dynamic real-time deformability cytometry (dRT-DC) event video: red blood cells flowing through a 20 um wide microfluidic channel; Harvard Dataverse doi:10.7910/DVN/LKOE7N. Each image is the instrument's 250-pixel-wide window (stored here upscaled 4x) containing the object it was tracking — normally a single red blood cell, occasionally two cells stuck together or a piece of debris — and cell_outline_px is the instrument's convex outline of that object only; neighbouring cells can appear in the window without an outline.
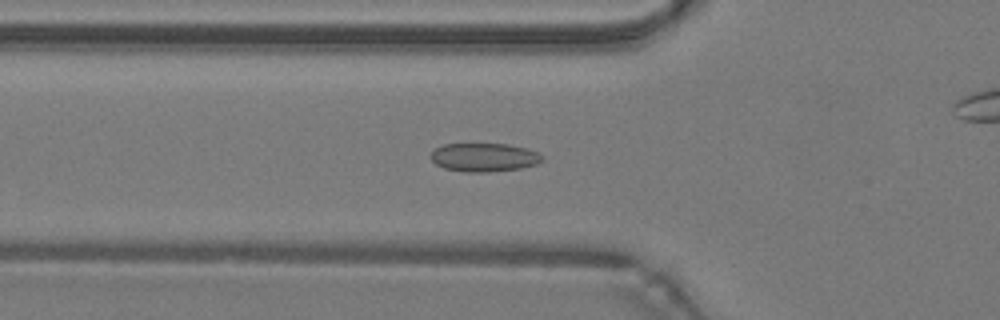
{"species": "common noctule bat (a hibernating species)", "species_latin": "Nyctalus noctula", "temperature_condition": "warm", "stored_images_in_passage": 49, "camera_frame_rate_fps": 3000, "um_per_image_px": 0.085, "animal": {"sex": "male", "body_mass_g": 19.2, "forearm_length_mm": 51.8}, "frame": {"image": 1, "passage_image": 17, "time_ms": 5.333, "image_size_px": [1000, 320], "cell_outline_px": [[544, 160], [536, 164], [520, 168], [488, 172], [464, 172], [444, 168], [436, 164], [432, 160], [432, 152], [436, 148], [444, 144], [508, 144], [528, 148], [544, 156]], "centroid_in_image_um": [41.18, 13.37], "position_along_channel_um": 84.6, "area_um2": 18.5}}
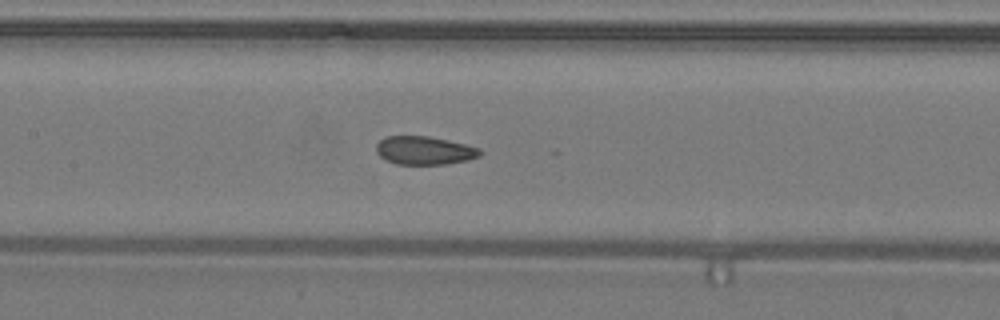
{"frame": {"image": 2, "passage_image": 23, "time_ms": 7.333, "image_size_px": [1000, 320], "cell_outline_px": [[480, 156], [468, 160], [444, 164], [396, 164], [380, 156], [376, 152], [376, 144], [380, 140], [388, 136], [428, 136], [464, 144], [480, 148]], "centroid_in_image_um": [36.06, 12.79], "position_along_channel_um": 171.3, "area_um2": 16.94}}
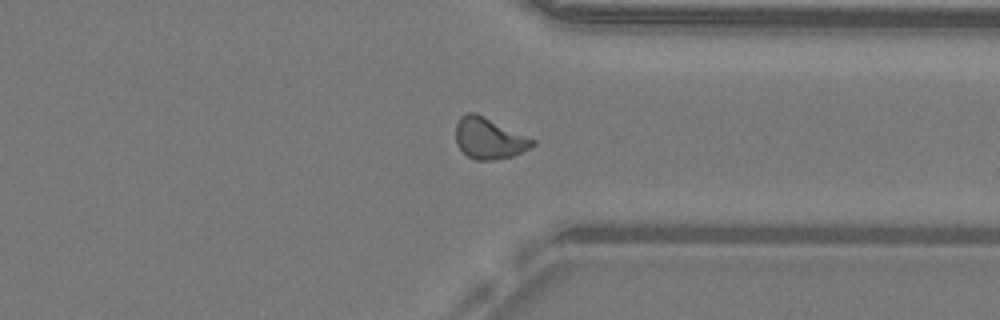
{"frame": {"image": 3, "passage_image": 37, "time_ms": 12.0, "image_size_px": [1000, 320], "cell_outline_px": [[536, 144], [512, 156], [496, 160], [476, 160], [468, 156], [456, 144], [456, 124], [460, 116], [468, 112], [476, 112], [536, 140]], "centroid_in_image_um": [41.56, 11.75], "position_along_channel_um": 369.8, "area_um2": 18.38}, "authors_computed_cell_mechanics": {"area_um2": 18.0914, "velocity_mm_per_s": 4.2882, "shape_relaxation_time_tau1_ms": 7.2018, "shape_relaxation_time_tau2_ms": 1.2144, "deformation_change_tau1": 0.1241, "deformation_change_tau2": 0.0534}}